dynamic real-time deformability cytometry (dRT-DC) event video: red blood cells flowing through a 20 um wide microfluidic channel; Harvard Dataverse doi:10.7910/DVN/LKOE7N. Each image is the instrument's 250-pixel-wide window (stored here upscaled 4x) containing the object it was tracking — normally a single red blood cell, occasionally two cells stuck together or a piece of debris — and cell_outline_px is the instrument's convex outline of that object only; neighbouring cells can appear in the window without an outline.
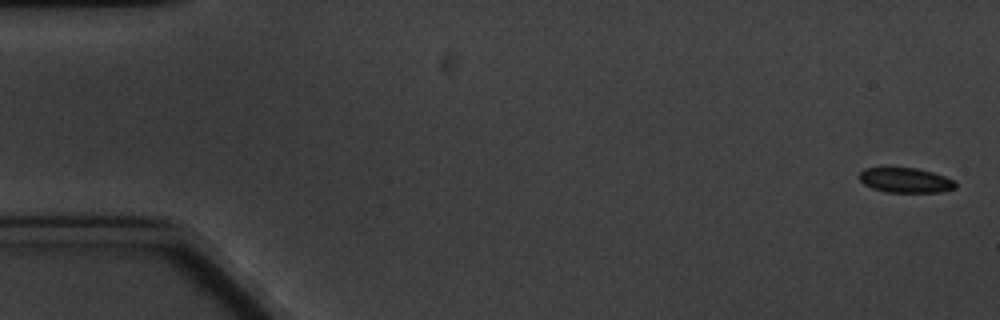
{"species": "common noctule bat (a hibernating species)", "species_latin": "Nyctalus noctula", "temperature_condition": "cold", "stored_images_in_passage": 5, "camera_frame_rate_fps": 3000, "um_per_image_px": 0.085, "animal": {"sex": "male", "body_mass_g": 20.1, "forearm_length_mm": 53.5}, "frame": {"image": 1, "passage_image": 1, "time_ms": 0.0, "image_size_px": [1000, 320], "cell_outline_px": [[956, 188], [940, 192], [884, 192], [872, 188], [864, 184], [856, 176], [864, 168], [916, 168], [932, 172], [956, 180]], "centroid_in_image_um": [76.96, 15.32], "position_along_channel_um": 8.0, "area_um2": 14.05}}